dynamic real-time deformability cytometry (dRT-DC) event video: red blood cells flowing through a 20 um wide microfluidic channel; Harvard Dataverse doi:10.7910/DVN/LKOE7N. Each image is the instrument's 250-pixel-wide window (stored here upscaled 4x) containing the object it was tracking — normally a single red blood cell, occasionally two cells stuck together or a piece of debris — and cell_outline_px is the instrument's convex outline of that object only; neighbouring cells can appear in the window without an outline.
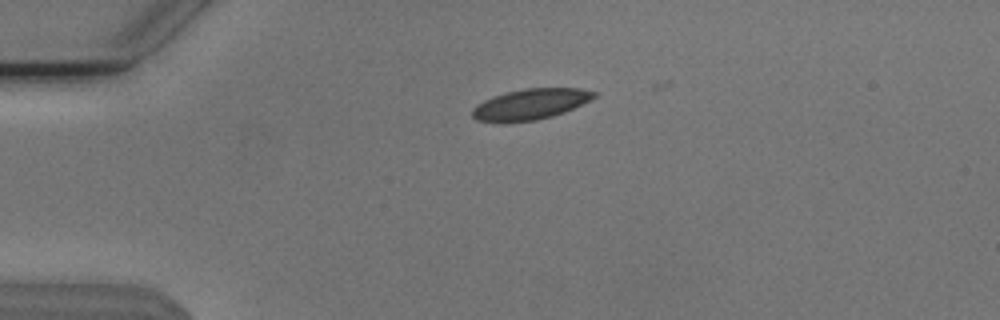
{"species": "Egyptian fruit bat (a non-hibernating species)", "species_latin": "Rousettus aegyptiacus", "temperature_condition": "cold", "stored_images_in_passage": 25, "camera_frame_rate_fps": 3000, "um_per_image_px": 0.085, "animal": {"sex": "male"}, "frame": {"image": 1, "passage_image": 1, "time_ms": 0.0, "image_size_px": [1000, 320], "cell_outline_px": [[596, 96], [564, 112], [552, 116], [536, 120], [504, 124], [476, 120], [472, 116], [472, 108], [476, 104], [492, 96], [524, 88], [580, 88], [596, 92]], "centroid_in_image_um": [45.01, 8.88], "position_along_channel_um": 40.0, "area_um2": 21.96}}
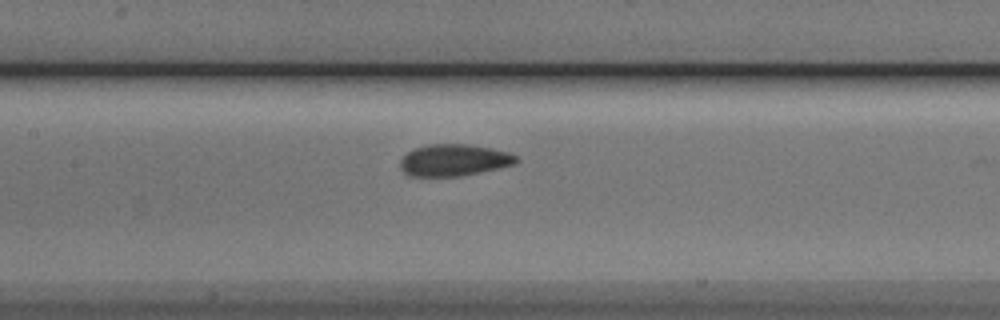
{"frame": {"image": 2, "passage_image": 14, "time_ms": 4.333, "image_size_px": [1000, 320], "cell_outline_px": [[520, 160], [512, 164], [480, 172], [460, 176], [408, 176], [400, 168], [400, 160], [412, 148], [428, 144], [468, 144], [492, 148], [508, 152], [516, 156]], "centroid_in_image_um": [38.54, 13.6], "position_along_channel_um": 168.9, "area_um2": 21.44}}
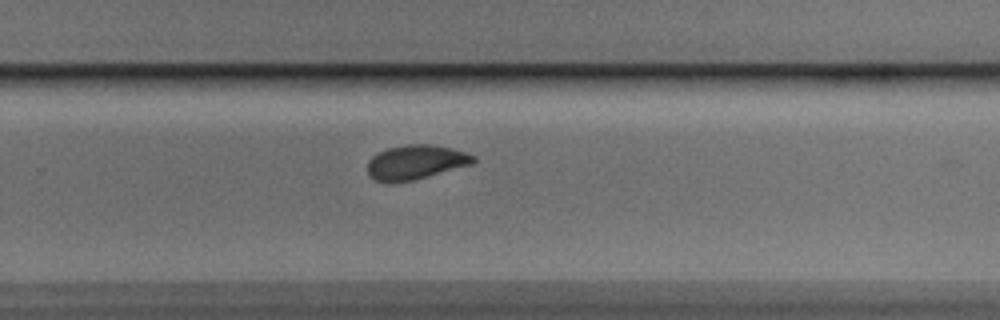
{"frame": {"image": 3, "passage_image": 24, "time_ms": 7.667, "image_size_px": [1000, 320], "cell_outline_px": [[476, 160], [472, 164], [412, 180], [392, 184], [388, 184], [376, 180], [368, 176], [368, 160], [372, 156], [388, 148], [408, 144], [428, 144], [452, 148], [476, 156]], "centroid_in_image_um": [35.3, 13.8], "position_along_channel_um": 294.5, "area_um2": 21.21}}